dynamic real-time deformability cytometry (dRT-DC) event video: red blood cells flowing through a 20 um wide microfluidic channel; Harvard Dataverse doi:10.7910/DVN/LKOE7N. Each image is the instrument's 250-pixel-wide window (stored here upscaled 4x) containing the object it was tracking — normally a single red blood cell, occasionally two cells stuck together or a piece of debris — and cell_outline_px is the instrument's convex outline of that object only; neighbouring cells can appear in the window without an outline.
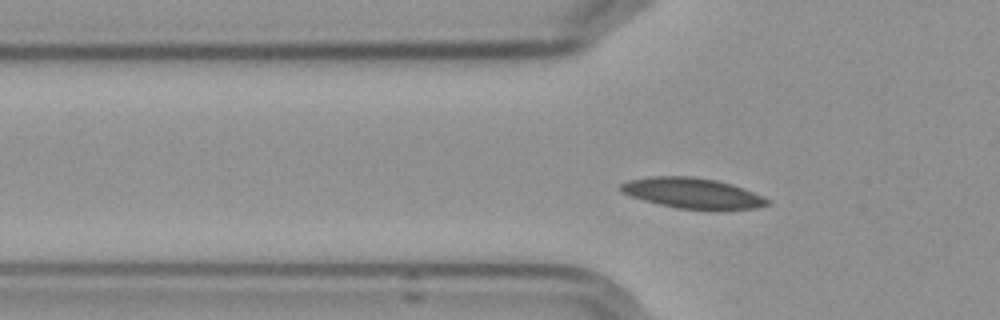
{"species": "Egyptian fruit bat (a non-hibernating species)", "species_latin": "Rousettus aegyptiacus", "temperature_condition": "cold", "stored_images_in_passage": 41, "camera_frame_rate_fps": 3000, "um_per_image_px": 0.085, "frame": {"image": 1, "passage_image": 2, "time_ms": 0.333, "image_size_px": [1000, 320], "cell_outline_px": [[772, 204], [756, 208], [676, 208], [644, 200], [620, 192], [620, 184], [628, 180], [648, 176], [692, 176], [716, 180], [732, 184], [772, 200]], "centroid_in_image_um": [58.84, 16.39], "position_along_channel_um": 67.0, "area_um2": 25.61}}
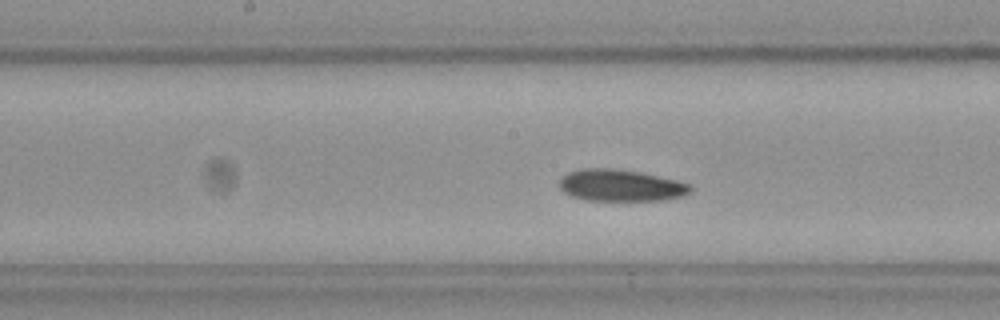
{"frame": {"image": 2, "passage_image": 13, "time_ms": 4.0, "image_size_px": [1000, 320], "cell_outline_px": [[692, 192], [684, 196], [668, 200], [588, 200], [572, 196], [564, 192], [560, 188], [560, 180], [568, 172], [580, 168], [612, 168], [640, 172], [676, 180], [692, 184]], "centroid_in_image_um": [52.81, 15.76], "position_along_channel_um": 195.4, "area_um2": 24.33}}
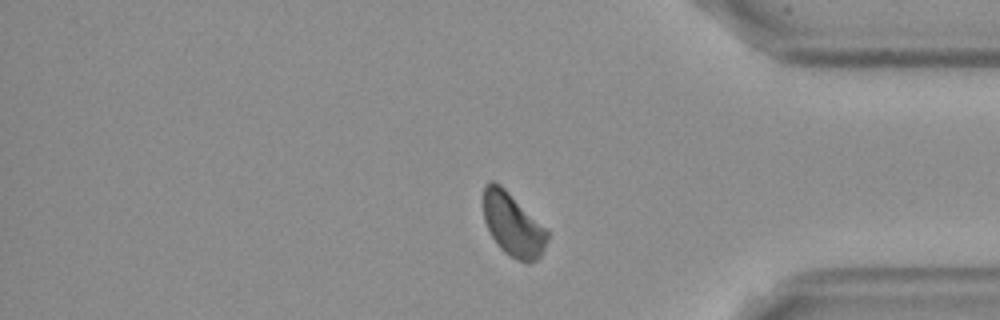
{"frame": {"image": 3, "passage_image": 31, "time_ms": 10.0, "image_size_px": [1000, 320], "cell_outline_px": [[548, 240], [540, 256], [536, 260], [528, 264], [524, 264], [516, 260], [504, 252], [500, 248], [492, 236], [484, 220], [484, 184], [492, 180], [500, 184], [548, 232]], "centroid_in_image_um": [43.58, 19.14], "position_along_channel_um": 391.6, "area_um2": 23.12}, "authors_computed_cell_mechanics": {"area_um2": 24.3338, "velocity_mm_per_s": 3.5488, "shape_relaxation_time_tau1_ms": 8.1719, "shape_relaxation_time_tau2_ms": 3.2546, "deformation_change_tau1": 0.1101, "deformation_change_tau2": 0.0886}}